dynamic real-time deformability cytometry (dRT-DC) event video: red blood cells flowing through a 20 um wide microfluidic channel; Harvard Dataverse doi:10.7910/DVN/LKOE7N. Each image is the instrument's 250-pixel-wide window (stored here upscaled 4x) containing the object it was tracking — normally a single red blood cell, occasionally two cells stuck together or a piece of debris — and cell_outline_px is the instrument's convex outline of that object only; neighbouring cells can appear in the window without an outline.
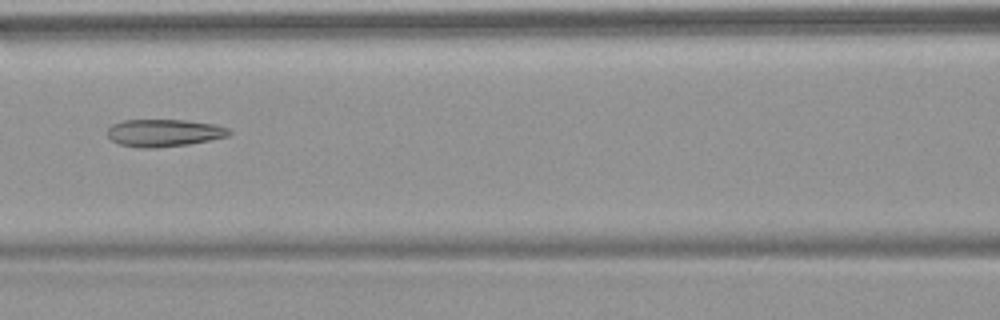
{"species": "common noctule bat (a hibernating species)", "species_latin": "Nyctalus noctula", "temperature_condition": "warm", "stored_images_in_passage": 8, "camera_frame_rate_fps": 3000, "um_per_image_px": 0.085, "animal": {"sex": "female", "body_mass_g": 18.4}, "frame": {"image": 1, "passage_image": 7, "time_ms": 7.333, "image_size_px": [1000, 320], "cell_outline_px": [[232, 132], [228, 136], [188, 144], [156, 148], [140, 148], [120, 144], [112, 140], [108, 136], [108, 128], [112, 124], [124, 120], [184, 120], [216, 124], [228, 128]], "centroid_in_image_um": [13.94, 11.29], "position_along_channel_um": 152.7, "area_um2": 19.36}}
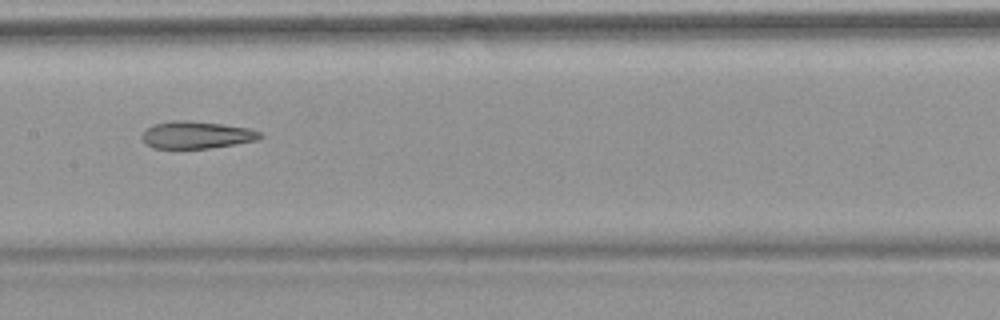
{"frame": {"image": 2, "passage_image": 8, "time_ms": 8.333, "image_size_px": [1000, 320], "cell_outline_px": [[264, 136], [256, 140], [236, 144], [208, 148], [152, 148], [144, 140], [144, 132], [152, 124], [172, 120], [188, 120], [220, 124], [248, 128], [260, 132]], "centroid_in_image_um": [16.72, 11.46], "position_along_channel_um": 190.7, "area_um2": 18.5}}